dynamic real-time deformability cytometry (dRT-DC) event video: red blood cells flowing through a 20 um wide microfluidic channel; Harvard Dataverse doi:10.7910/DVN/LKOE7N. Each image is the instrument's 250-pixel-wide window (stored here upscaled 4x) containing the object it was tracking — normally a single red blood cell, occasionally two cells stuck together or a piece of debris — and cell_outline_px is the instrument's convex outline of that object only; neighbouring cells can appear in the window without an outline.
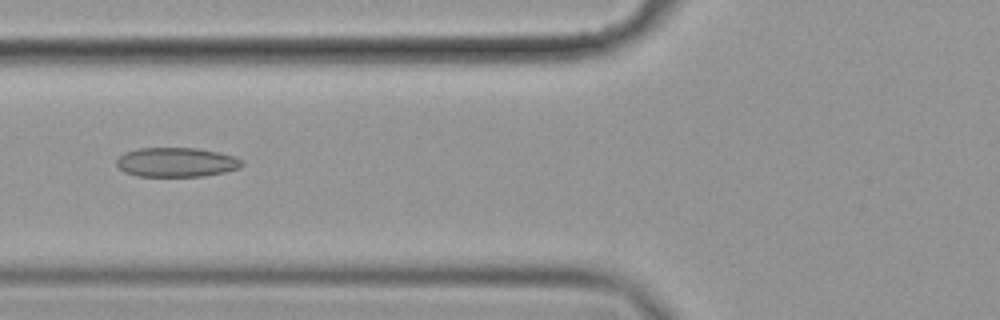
{"species": "common noctule bat (a hibernating species)", "species_latin": "Nyctalus noctula", "temperature_condition": "cold", "stored_images_in_passage": 6, "camera_frame_rate_fps": 3000, "um_per_image_px": 0.085, "animal": {"sex": "female", "body_mass_g": 19.9}, "frame": {"image": 1, "passage_image": 3, "time_ms": 0.667, "image_size_px": [1000, 320], "cell_outline_px": [[244, 164], [240, 168], [224, 172], [204, 176], [140, 176], [124, 172], [116, 164], [116, 160], [124, 152], [140, 148], [196, 148], [236, 156]], "centroid_in_image_um": [14.99, 13.79], "position_along_channel_um": 110.8, "area_um2": 21.39}}
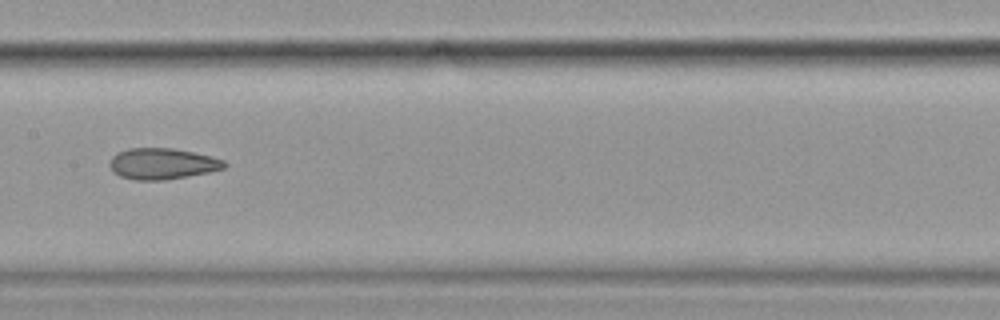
{"frame": {"image": 2, "passage_image": 5, "time_ms": 1.333, "image_size_px": [1000, 320], "cell_outline_px": [[228, 164], [224, 168], [208, 172], [164, 180], [136, 180], [120, 176], [112, 172], [108, 164], [112, 156], [116, 152], [128, 148], [172, 148], [212, 156], [224, 160]], "centroid_in_image_um": [13.76, 13.91], "position_along_channel_um": 193.6, "area_um2": 20.87}}
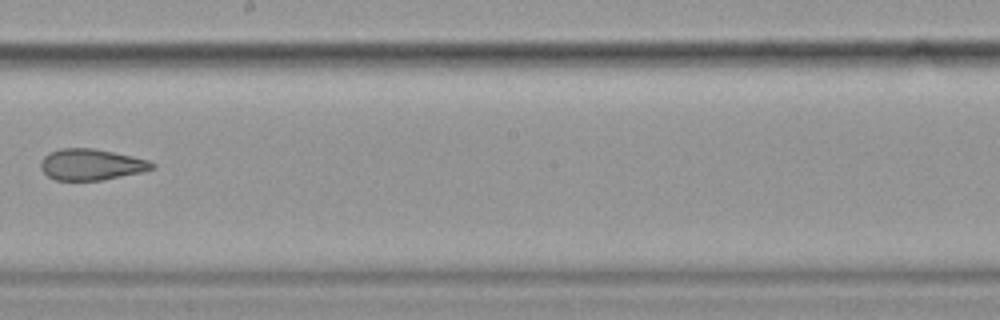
{"frame": {"image": 3, "passage_image": 6, "time_ms": 1.667, "image_size_px": [1000, 320], "cell_outline_px": [[156, 164], [152, 168], [144, 172], [100, 180], [56, 180], [48, 176], [40, 168], [40, 160], [48, 152], [60, 148], [92, 148], [132, 156], [148, 160]], "centroid_in_image_um": [7.72, 13.98], "position_along_channel_um": 240.5, "area_um2": 20.23}}